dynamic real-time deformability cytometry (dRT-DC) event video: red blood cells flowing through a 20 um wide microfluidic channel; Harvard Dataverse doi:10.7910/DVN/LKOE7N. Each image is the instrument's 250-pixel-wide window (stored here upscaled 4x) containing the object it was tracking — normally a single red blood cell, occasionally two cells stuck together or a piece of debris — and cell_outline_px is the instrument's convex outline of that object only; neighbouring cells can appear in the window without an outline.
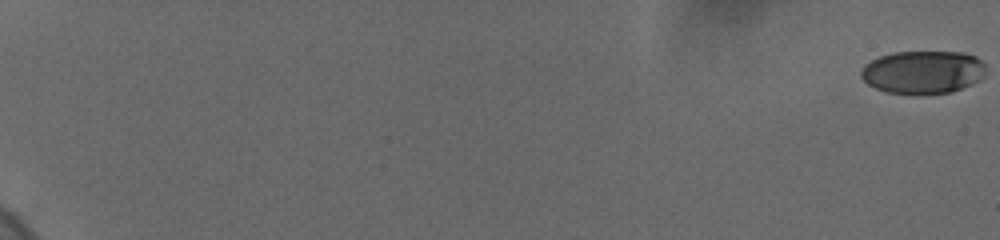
{"species": "human", "species_latin": "Homo sapiens", "temperature_condition": "cold", "stored_images_in_passage": 40, "camera_frame_rate_fps": 3000, "um_per_image_px": 0.085, "donor": {"sex": "female"}, "frame": {"image": 1, "passage_image": 1, "time_ms": 0.0, "image_size_px": [1000, 240], "cell_outline_px": [[984, 76], [980, 80], [972, 84], [948, 92], [888, 92], [876, 88], [868, 84], [860, 76], [860, 72], [864, 64], [880, 56], [896, 52], [964, 52], [976, 56], [984, 64]], "centroid_in_image_um": [78.45, 6.09], "position_along_channel_um": 6.6, "area_um2": 30.69}}
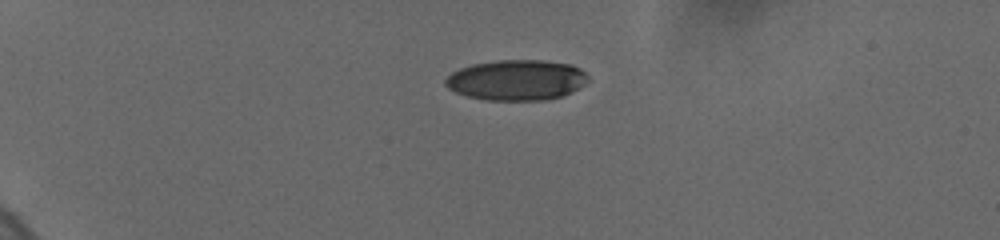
{"frame": {"image": 2, "passage_image": 21, "time_ms": 5.667, "image_size_px": [1000, 240], "cell_outline_px": [[588, 80], [580, 88], [572, 92], [560, 96], [544, 100], [488, 100], [468, 96], [456, 92], [448, 88], [444, 84], [444, 80], [452, 72], [460, 68], [472, 64], [496, 60], [544, 60], [568, 64], [580, 68], [588, 76]], "centroid_in_image_um": [43.9, 6.8], "position_along_channel_um": 41.1, "area_um2": 33.64}}
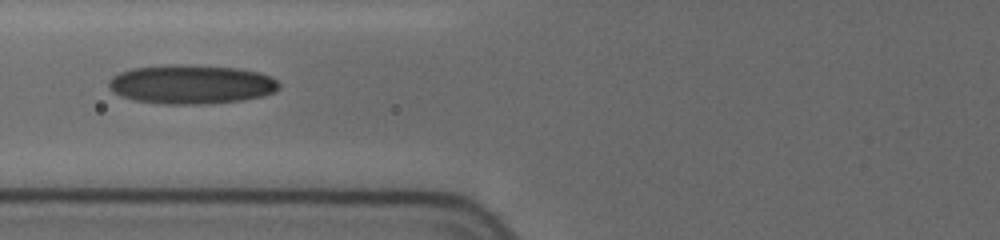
{"frame": {"image": 3, "passage_image": 39, "time_ms": 9.333, "image_size_px": [1000, 240], "cell_outline_px": [[280, 88], [276, 92], [264, 96], [244, 100], [208, 104], [164, 104], [132, 100], [120, 96], [112, 92], [108, 88], [108, 80], [112, 76], [120, 72], [132, 68], [164, 64], [192, 64], [236, 68], [260, 72], [272, 76], [280, 84]], "centroid_in_image_um": [16.26, 7.16], "position_along_channel_um": 109.5, "area_um2": 39.65}}